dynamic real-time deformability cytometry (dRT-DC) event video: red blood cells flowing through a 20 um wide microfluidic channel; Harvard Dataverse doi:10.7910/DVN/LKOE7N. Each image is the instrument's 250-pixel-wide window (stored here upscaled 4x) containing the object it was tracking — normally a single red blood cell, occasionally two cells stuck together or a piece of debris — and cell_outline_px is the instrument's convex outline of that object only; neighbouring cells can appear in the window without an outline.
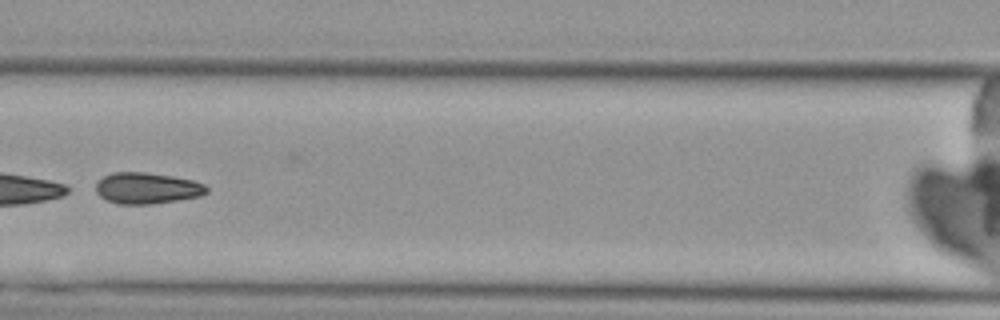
{"species": "Egyptian fruit bat (a non-hibernating species)", "species_latin": "Rousettus aegyptiacus", "temperature_condition": "cold", "stored_images_in_passage": 7, "camera_frame_rate_fps": 3000, "um_per_image_px": 0.085, "animal": {"sex": "female"}, "frame": {"image": 1, "passage_image": 7, "time_ms": 7.333, "image_size_px": [1000, 320], "cell_outline_px": [[208, 192], [200, 196], [176, 200], [148, 204], [116, 204], [100, 196], [96, 192], [96, 184], [104, 176], [112, 172], [144, 172], [172, 176], [192, 180], [204, 184], [208, 188]], "centroid_in_image_um": [12.49, 15.99], "position_along_channel_um": 154.1, "area_um2": 20.0}}